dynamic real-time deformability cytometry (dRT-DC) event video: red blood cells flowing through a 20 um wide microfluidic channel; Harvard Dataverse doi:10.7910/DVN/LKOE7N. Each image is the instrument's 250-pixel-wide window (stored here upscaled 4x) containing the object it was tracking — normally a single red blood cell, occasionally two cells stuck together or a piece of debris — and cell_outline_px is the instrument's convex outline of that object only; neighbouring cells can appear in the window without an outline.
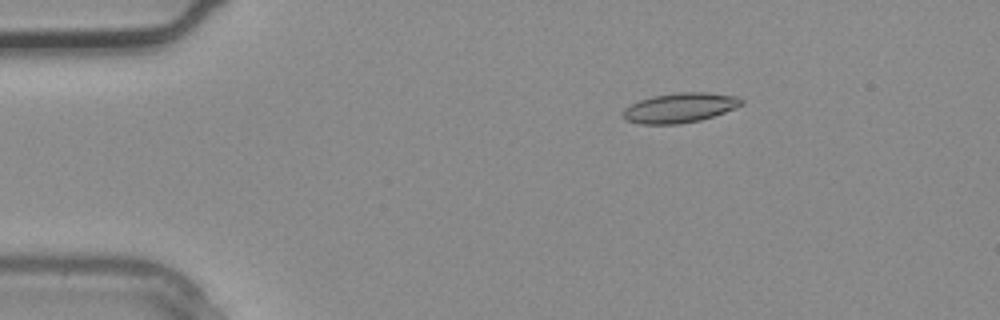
{"species": "common noctule bat (a hibernating species)", "species_latin": "Nyctalus noctula", "temperature_condition": "warm", "stored_images_in_passage": 3, "camera_frame_rate_fps": 3000, "um_per_image_px": 0.085, "animal": {"sex": "male", "body_mass_g": 20.4}, "frame": {"image": 1, "passage_image": 2, "time_ms": 0.333, "image_size_px": [1000, 320], "cell_outline_px": [[744, 104], [736, 108], [700, 120], [680, 124], [640, 124], [624, 120], [620, 112], [624, 108], [640, 100], [652, 96], [676, 92], [708, 92], [736, 96], [744, 100]], "centroid_in_image_um": [57.76, 9.16], "position_along_channel_um": 27.2, "area_um2": 20.75}}